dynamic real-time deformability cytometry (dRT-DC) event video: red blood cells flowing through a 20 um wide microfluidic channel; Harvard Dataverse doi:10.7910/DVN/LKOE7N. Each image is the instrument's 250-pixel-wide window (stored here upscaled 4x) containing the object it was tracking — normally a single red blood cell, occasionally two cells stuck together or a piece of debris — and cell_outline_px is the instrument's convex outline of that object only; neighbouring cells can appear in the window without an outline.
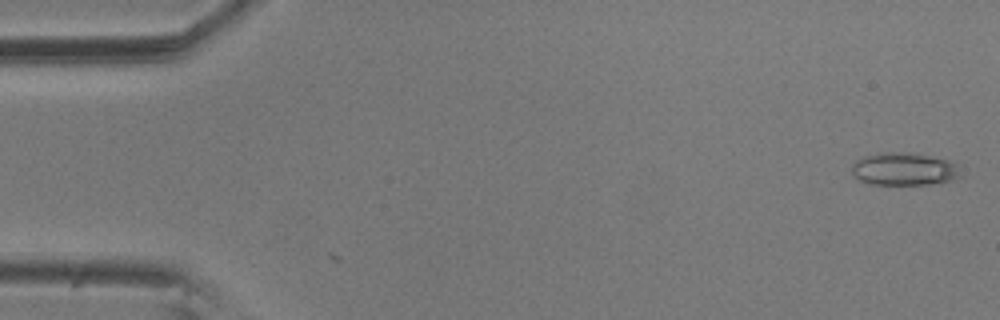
{"species": "common noctule bat (a hibernating species)", "species_latin": "Nyctalus noctula", "temperature_condition": "room temperature", "stored_images_in_passage": 5, "camera_frame_rate_fps": 3000, "um_per_image_px": 0.085, "animal": {"sex": "male", "body_mass_g": 20.5, "forearm_length_mm": 52.5}, "frame": {"image": 1, "passage_image": 1, "time_ms": 0.0, "image_size_px": [1000, 320], "cell_outline_px": [[960, 176], [952, 180], [932, 184], [868, 184], [860, 180], [852, 172], [852, 164], [856, 160], [864, 156], [884, 152], [908, 152], [948, 160], [956, 164]], "centroid_in_image_um": [76.82, 14.37], "position_along_channel_um": 8.2, "area_um2": 20.58}}